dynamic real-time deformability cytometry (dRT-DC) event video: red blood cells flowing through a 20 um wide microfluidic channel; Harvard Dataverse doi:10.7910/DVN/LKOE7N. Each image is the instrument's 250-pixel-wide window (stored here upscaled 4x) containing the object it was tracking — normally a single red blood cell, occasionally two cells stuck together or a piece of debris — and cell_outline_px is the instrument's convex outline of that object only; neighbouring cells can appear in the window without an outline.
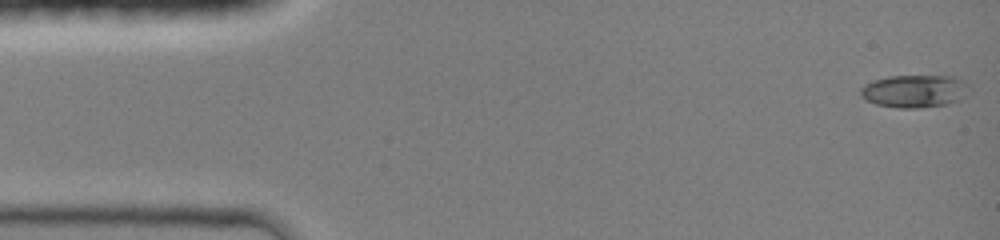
{"species": "common noctule bat (a hibernating species)", "species_latin": "Nyctalus noctula", "temperature_condition": "room temperature", "stored_images_in_passage": 45, "camera_frame_rate_fps": 3000, "um_per_image_px": 0.085, "animal": {"sex": "female", "body_mass_g": 19.0, "forearm_length_mm": 51.5}, "frame": {"image": 1, "passage_image": 1, "time_ms": 0.0, "image_size_px": [1000, 240], "cell_outline_px": [[972, 92], [960, 100], [948, 104], [916, 108], [896, 108], [876, 104], [860, 96], [860, 88], [864, 84], [872, 80], [888, 76], [952, 76], [968, 84], [972, 88]], "centroid_in_image_um": [77.77, 7.75], "position_along_channel_um": 7.2, "area_um2": 21.04}}
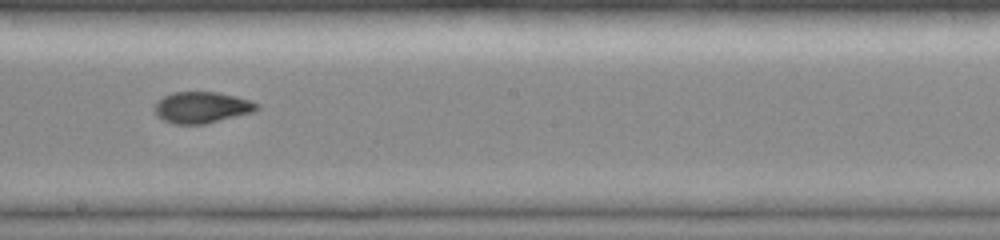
{"frame": {"image": 2, "passage_image": 25, "time_ms": 8.0, "image_size_px": [1000, 240], "cell_outline_px": [[260, 108], [252, 112], [204, 124], [172, 124], [156, 116], [152, 108], [156, 100], [172, 92], [216, 92], [236, 96], [260, 104]], "centroid_in_image_um": [17.09, 9.13], "position_along_channel_um": 231.1, "area_um2": 18.79}}
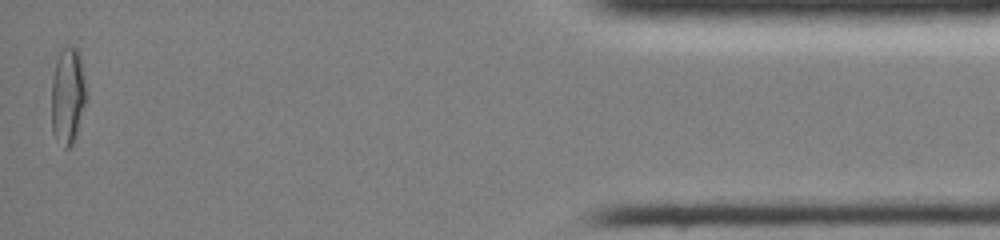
{"frame": {"image": 3, "passage_image": 44, "time_ms": 14.333, "image_size_px": [1000, 240], "cell_outline_px": [[88, 100], [76, 136], [72, 144], [68, 148], [64, 148], [52, 132], [52, 80], [56, 60], [60, 48], [68, 44], [72, 44], [76, 48], [80, 56], [88, 92]], "centroid_in_image_um": [5.8, 8.1], "position_along_channel_um": 429.4, "area_um2": 20.29}, "authors_computed_cell_mechanics": {"area_um2": 18.8428, "velocity_mm_per_s": 4.2729, "shape_relaxation_time_tau1_ms": null, "shape_relaxation_time_tau2_ms": 1.2615, "deformation_change_tau1": null, "deformation_change_tau2": 0.0557}}